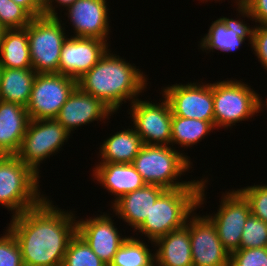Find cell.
Here are the masks:
<instances>
[{
	"mask_svg": "<svg viewBox=\"0 0 267 266\" xmlns=\"http://www.w3.org/2000/svg\"><path fill=\"white\" fill-rule=\"evenodd\" d=\"M56 206L46 196L39 205L11 216L6 228L19 244L24 266H62L77 233V216Z\"/></svg>",
	"mask_w": 267,
	"mask_h": 266,
	"instance_id": "obj_1",
	"label": "cell"
},
{
	"mask_svg": "<svg viewBox=\"0 0 267 266\" xmlns=\"http://www.w3.org/2000/svg\"><path fill=\"white\" fill-rule=\"evenodd\" d=\"M134 65L107 49L97 64L77 80V86L115 114L123 102L132 104L147 89L148 76Z\"/></svg>",
	"mask_w": 267,
	"mask_h": 266,
	"instance_id": "obj_2",
	"label": "cell"
},
{
	"mask_svg": "<svg viewBox=\"0 0 267 266\" xmlns=\"http://www.w3.org/2000/svg\"><path fill=\"white\" fill-rule=\"evenodd\" d=\"M207 179L202 185H188L177 189H166L152 205L149 215L134 231L149 238L153 243L159 237L187 223L191 214L205 203ZM150 240V241H149Z\"/></svg>",
	"mask_w": 267,
	"mask_h": 266,
	"instance_id": "obj_3",
	"label": "cell"
},
{
	"mask_svg": "<svg viewBox=\"0 0 267 266\" xmlns=\"http://www.w3.org/2000/svg\"><path fill=\"white\" fill-rule=\"evenodd\" d=\"M175 148L169 145L144 144L142 146L132 164L146 184L159 185L165 189L203 184L204 177L199 179L200 181L198 179L191 181L180 179L185 172L192 169L193 164L190 157Z\"/></svg>",
	"mask_w": 267,
	"mask_h": 266,
	"instance_id": "obj_4",
	"label": "cell"
},
{
	"mask_svg": "<svg viewBox=\"0 0 267 266\" xmlns=\"http://www.w3.org/2000/svg\"><path fill=\"white\" fill-rule=\"evenodd\" d=\"M38 176L15 155H0V204L12 216L39 205L46 197Z\"/></svg>",
	"mask_w": 267,
	"mask_h": 266,
	"instance_id": "obj_5",
	"label": "cell"
},
{
	"mask_svg": "<svg viewBox=\"0 0 267 266\" xmlns=\"http://www.w3.org/2000/svg\"><path fill=\"white\" fill-rule=\"evenodd\" d=\"M259 94L241 80L213 83L214 126L232 128L236 123L252 119L259 112Z\"/></svg>",
	"mask_w": 267,
	"mask_h": 266,
	"instance_id": "obj_6",
	"label": "cell"
},
{
	"mask_svg": "<svg viewBox=\"0 0 267 266\" xmlns=\"http://www.w3.org/2000/svg\"><path fill=\"white\" fill-rule=\"evenodd\" d=\"M60 18V16L34 17L25 27L32 69L37 74L58 73L61 49L69 37Z\"/></svg>",
	"mask_w": 267,
	"mask_h": 266,
	"instance_id": "obj_7",
	"label": "cell"
},
{
	"mask_svg": "<svg viewBox=\"0 0 267 266\" xmlns=\"http://www.w3.org/2000/svg\"><path fill=\"white\" fill-rule=\"evenodd\" d=\"M70 133L55 119H30L20 148L15 156L26 166L30 167L38 176L40 163L54 153L70 138Z\"/></svg>",
	"mask_w": 267,
	"mask_h": 266,
	"instance_id": "obj_8",
	"label": "cell"
},
{
	"mask_svg": "<svg viewBox=\"0 0 267 266\" xmlns=\"http://www.w3.org/2000/svg\"><path fill=\"white\" fill-rule=\"evenodd\" d=\"M77 87V80L59 73L37 74L26 105L32 120L56 119L69 95Z\"/></svg>",
	"mask_w": 267,
	"mask_h": 266,
	"instance_id": "obj_9",
	"label": "cell"
},
{
	"mask_svg": "<svg viewBox=\"0 0 267 266\" xmlns=\"http://www.w3.org/2000/svg\"><path fill=\"white\" fill-rule=\"evenodd\" d=\"M200 82L176 83L163 87L161 92L172 115L209 121L214 125L213 83Z\"/></svg>",
	"mask_w": 267,
	"mask_h": 266,
	"instance_id": "obj_10",
	"label": "cell"
},
{
	"mask_svg": "<svg viewBox=\"0 0 267 266\" xmlns=\"http://www.w3.org/2000/svg\"><path fill=\"white\" fill-rule=\"evenodd\" d=\"M154 103L136 99L130 104L133 128L141 136L145 145H169L171 141L172 111L167 99Z\"/></svg>",
	"mask_w": 267,
	"mask_h": 266,
	"instance_id": "obj_11",
	"label": "cell"
},
{
	"mask_svg": "<svg viewBox=\"0 0 267 266\" xmlns=\"http://www.w3.org/2000/svg\"><path fill=\"white\" fill-rule=\"evenodd\" d=\"M225 192L217 212L206 213V216L215 225L222 245L231 254L240 249L243 228L251 211L247 199L238 189Z\"/></svg>",
	"mask_w": 267,
	"mask_h": 266,
	"instance_id": "obj_12",
	"label": "cell"
},
{
	"mask_svg": "<svg viewBox=\"0 0 267 266\" xmlns=\"http://www.w3.org/2000/svg\"><path fill=\"white\" fill-rule=\"evenodd\" d=\"M193 266H229L230 254L222 245L212 221L194 212L189 217Z\"/></svg>",
	"mask_w": 267,
	"mask_h": 266,
	"instance_id": "obj_13",
	"label": "cell"
},
{
	"mask_svg": "<svg viewBox=\"0 0 267 266\" xmlns=\"http://www.w3.org/2000/svg\"><path fill=\"white\" fill-rule=\"evenodd\" d=\"M108 213L77 219V233L108 266L128 236L123 237Z\"/></svg>",
	"mask_w": 267,
	"mask_h": 266,
	"instance_id": "obj_14",
	"label": "cell"
},
{
	"mask_svg": "<svg viewBox=\"0 0 267 266\" xmlns=\"http://www.w3.org/2000/svg\"><path fill=\"white\" fill-rule=\"evenodd\" d=\"M109 47L108 42L96 38L67 37L61 49L58 73L78 80L97 64Z\"/></svg>",
	"mask_w": 267,
	"mask_h": 266,
	"instance_id": "obj_15",
	"label": "cell"
},
{
	"mask_svg": "<svg viewBox=\"0 0 267 266\" xmlns=\"http://www.w3.org/2000/svg\"><path fill=\"white\" fill-rule=\"evenodd\" d=\"M107 0H77L66 9L75 37L109 40V8Z\"/></svg>",
	"mask_w": 267,
	"mask_h": 266,
	"instance_id": "obj_16",
	"label": "cell"
},
{
	"mask_svg": "<svg viewBox=\"0 0 267 266\" xmlns=\"http://www.w3.org/2000/svg\"><path fill=\"white\" fill-rule=\"evenodd\" d=\"M113 113L100 99L84 92L77 86L69 95L55 120L71 134L79 126L90 124L93 121L109 120L111 115H114Z\"/></svg>",
	"mask_w": 267,
	"mask_h": 266,
	"instance_id": "obj_17",
	"label": "cell"
},
{
	"mask_svg": "<svg viewBox=\"0 0 267 266\" xmlns=\"http://www.w3.org/2000/svg\"><path fill=\"white\" fill-rule=\"evenodd\" d=\"M243 22L241 18L220 17L215 20L208 29V33L201 38L198 46L207 53L213 50H220L223 53L236 51L248 39L252 45L253 29ZM207 50V51H206Z\"/></svg>",
	"mask_w": 267,
	"mask_h": 266,
	"instance_id": "obj_18",
	"label": "cell"
},
{
	"mask_svg": "<svg viewBox=\"0 0 267 266\" xmlns=\"http://www.w3.org/2000/svg\"><path fill=\"white\" fill-rule=\"evenodd\" d=\"M93 179L115 196L120 197L142 188L146 183L132 163H99L93 168Z\"/></svg>",
	"mask_w": 267,
	"mask_h": 266,
	"instance_id": "obj_19",
	"label": "cell"
},
{
	"mask_svg": "<svg viewBox=\"0 0 267 266\" xmlns=\"http://www.w3.org/2000/svg\"><path fill=\"white\" fill-rule=\"evenodd\" d=\"M164 187L145 184L142 188L123 195L112 205V210L135 231L149 215L152 205L165 191Z\"/></svg>",
	"mask_w": 267,
	"mask_h": 266,
	"instance_id": "obj_20",
	"label": "cell"
},
{
	"mask_svg": "<svg viewBox=\"0 0 267 266\" xmlns=\"http://www.w3.org/2000/svg\"><path fill=\"white\" fill-rule=\"evenodd\" d=\"M30 118L25 106L0 100V155H15Z\"/></svg>",
	"mask_w": 267,
	"mask_h": 266,
	"instance_id": "obj_21",
	"label": "cell"
},
{
	"mask_svg": "<svg viewBox=\"0 0 267 266\" xmlns=\"http://www.w3.org/2000/svg\"><path fill=\"white\" fill-rule=\"evenodd\" d=\"M151 245L158 247L154 251L158 266H193L189 218L184 226L159 237Z\"/></svg>",
	"mask_w": 267,
	"mask_h": 266,
	"instance_id": "obj_22",
	"label": "cell"
},
{
	"mask_svg": "<svg viewBox=\"0 0 267 266\" xmlns=\"http://www.w3.org/2000/svg\"><path fill=\"white\" fill-rule=\"evenodd\" d=\"M138 132L128 127L107 137L100 146V163H133L143 146Z\"/></svg>",
	"mask_w": 267,
	"mask_h": 266,
	"instance_id": "obj_23",
	"label": "cell"
},
{
	"mask_svg": "<svg viewBox=\"0 0 267 266\" xmlns=\"http://www.w3.org/2000/svg\"><path fill=\"white\" fill-rule=\"evenodd\" d=\"M37 73L32 68H2L0 75V100L19 103L26 107Z\"/></svg>",
	"mask_w": 267,
	"mask_h": 266,
	"instance_id": "obj_24",
	"label": "cell"
},
{
	"mask_svg": "<svg viewBox=\"0 0 267 266\" xmlns=\"http://www.w3.org/2000/svg\"><path fill=\"white\" fill-rule=\"evenodd\" d=\"M1 68H32L26 28L6 29L0 44Z\"/></svg>",
	"mask_w": 267,
	"mask_h": 266,
	"instance_id": "obj_25",
	"label": "cell"
},
{
	"mask_svg": "<svg viewBox=\"0 0 267 266\" xmlns=\"http://www.w3.org/2000/svg\"><path fill=\"white\" fill-rule=\"evenodd\" d=\"M215 126L209 121L172 115L170 146L192 147L210 134ZM210 132V133H209Z\"/></svg>",
	"mask_w": 267,
	"mask_h": 266,
	"instance_id": "obj_26",
	"label": "cell"
},
{
	"mask_svg": "<svg viewBox=\"0 0 267 266\" xmlns=\"http://www.w3.org/2000/svg\"><path fill=\"white\" fill-rule=\"evenodd\" d=\"M143 241L140 238H136V236L134 238V235L128 236L114 255L113 261L109 266L150 265L155 260V256Z\"/></svg>",
	"mask_w": 267,
	"mask_h": 266,
	"instance_id": "obj_27",
	"label": "cell"
},
{
	"mask_svg": "<svg viewBox=\"0 0 267 266\" xmlns=\"http://www.w3.org/2000/svg\"><path fill=\"white\" fill-rule=\"evenodd\" d=\"M62 266H108L78 234L71 239Z\"/></svg>",
	"mask_w": 267,
	"mask_h": 266,
	"instance_id": "obj_28",
	"label": "cell"
},
{
	"mask_svg": "<svg viewBox=\"0 0 267 266\" xmlns=\"http://www.w3.org/2000/svg\"><path fill=\"white\" fill-rule=\"evenodd\" d=\"M34 17L13 0H0V23L6 29L25 28Z\"/></svg>",
	"mask_w": 267,
	"mask_h": 266,
	"instance_id": "obj_29",
	"label": "cell"
},
{
	"mask_svg": "<svg viewBox=\"0 0 267 266\" xmlns=\"http://www.w3.org/2000/svg\"><path fill=\"white\" fill-rule=\"evenodd\" d=\"M267 247V223L252 214L243 228L240 249Z\"/></svg>",
	"mask_w": 267,
	"mask_h": 266,
	"instance_id": "obj_30",
	"label": "cell"
},
{
	"mask_svg": "<svg viewBox=\"0 0 267 266\" xmlns=\"http://www.w3.org/2000/svg\"><path fill=\"white\" fill-rule=\"evenodd\" d=\"M247 199L251 214L267 223V184L238 189Z\"/></svg>",
	"mask_w": 267,
	"mask_h": 266,
	"instance_id": "obj_31",
	"label": "cell"
},
{
	"mask_svg": "<svg viewBox=\"0 0 267 266\" xmlns=\"http://www.w3.org/2000/svg\"><path fill=\"white\" fill-rule=\"evenodd\" d=\"M4 233L0 236V266H24L21 250L14 234L9 229Z\"/></svg>",
	"mask_w": 267,
	"mask_h": 266,
	"instance_id": "obj_32",
	"label": "cell"
},
{
	"mask_svg": "<svg viewBox=\"0 0 267 266\" xmlns=\"http://www.w3.org/2000/svg\"><path fill=\"white\" fill-rule=\"evenodd\" d=\"M229 266H267V247L234 251L230 254Z\"/></svg>",
	"mask_w": 267,
	"mask_h": 266,
	"instance_id": "obj_33",
	"label": "cell"
},
{
	"mask_svg": "<svg viewBox=\"0 0 267 266\" xmlns=\"http://www.w3.org/2000/svg\"><path fill=\"white\" fill-rule=\"evenodd\" d=\"M252 51L267 71V24H256L253 29Z\"/></svg>",
	"mask_w": 267,
	"mask_h": 266,
	"instance_id": "obj_34",
	"label": "cell"
},
{
	"mask_svg": "<svg viewBox=\"0 0 267 266\" xmlns=\"http://www.w3.org/2000/svg\"><path fill=\"white\" fill-rule=\"evenodd\" d=\"M242 18L247 17L256 24H267V0H251L246 7H236Z\"/></svg>",
	"mask_w": 267,
	"mask_h": 266,
	"instance_id": "obj_35",
	"label": "cell"
},
{
	"mask_svg": "<svg viewBox=\"0 0 267 266\" xmlns=\"http://www.w3.org/2000/svg\"><path fill=\"white\" fill-rule=\"evenodd\" d=\"M76 1L77 0H43V16L58 17L56 8L62 6L67 9L71 5H73ZM55 3H57L58 6L57 5L54 6Z\"/></svg>",
	"mask_w": 267,
	"mask_h": 266,
	"instance_id": "obj_36",
	"label": "cell"
},
{
	"mask_svg": "<svg viewBox=\"0 0 267 266\" xmlns=\"http://www.w3.org/2000/svg\"><path fill=\"white\" fill-rule=\"evenodd\" d=\"M25 8L33 17L43 16V0H13Z\"/></svg>",
	"mask_w": 267,
	"mask_h": 266,
	"instance_id": "obj_37",
	"label": "cell"
},
{
	"mask_svg": "<svg viewBox=\"0 0 267 266\" xmlns=\"http://www.w3.org/2000/svg\"><path fill=\"white\" fill-rule=\"evenodd\" d=\"M214 1H217V0H214ZM218 1L220 2V0H218ZM250 2H251V0H235L234 3L236 5V7H246Z\"/></svg>",
	"mask_w": 267,
	"mask_h": 266,
	"instance_id": "obj_38",
	"label": "cell"
},
{
	"mask_svg": "<svg viewBox=\"0 0 267 266\" xmlns=\"http://www.w3.org/2000/svg\"><path fill=\"white\" fill-rule=\"evenodd\" d=\"M266 101V102H265ZM264 101V103H266L265 105H264V103H262L263 101H262V96H261V98H259V112H261L262 110H263V108H264V106L266 107V109H267V99Z\"/></svg>",
	"mask_w": 267,
	"mask_h": 266,
	"instance_id": "obj_39",
	"label": "cell"
},
{
	"mask_svg": "<svg viewBox=\"0 0 267 266\" xmlns=\"http://www.w3.org/2000/svg\"><path fill=\"white\" fill-rule=\"evenodd\" d=\"M5 30L6 28L0 23V44L3 40V36H4V33H5Z\"/></svg>",
	"mask_w": 267,
	"mask_h": 266,
	"instance_id": "obj_40",
	"label": "cell"
},
{
	"mask_svg": "<svg viewBox=\"0 0 267 266\" xmlns=\"http://www.w3.org/2000/svg\"><path fill=\"white\" fill-rule=\"evenodd\" d=\"M148 266H158V264L155 262V260Z\"/></svg>",
	"mask_w": 267,
	"mask_h": 266,
	"instance_id": "obj_41",
	"label": "cell"
}]
</instances>
